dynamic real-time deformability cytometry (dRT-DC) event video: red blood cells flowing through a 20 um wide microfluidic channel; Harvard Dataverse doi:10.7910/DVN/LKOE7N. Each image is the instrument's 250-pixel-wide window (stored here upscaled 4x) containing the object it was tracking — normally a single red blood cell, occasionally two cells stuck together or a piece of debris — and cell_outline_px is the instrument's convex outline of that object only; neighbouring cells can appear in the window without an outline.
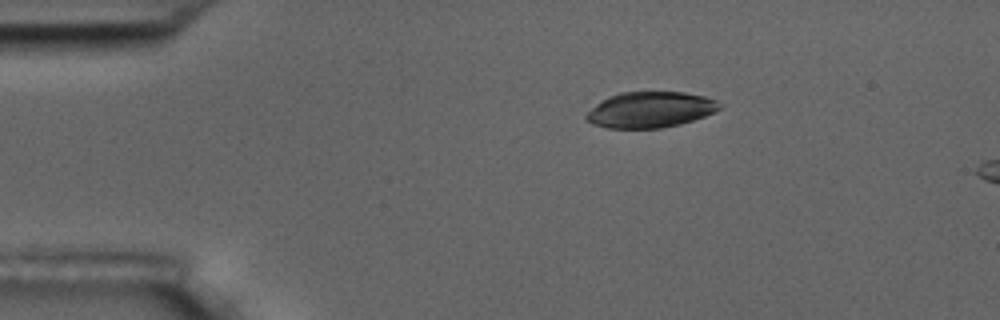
{"species": "common noctule bat (a hibernating species)", "species_latin": "Nyctalus noctula", "temperature_condition": "room temperature", "stored_images_in_passage": 3, "camera_frame_rate_fps": 3000, "um_per_image_px": 0.085, "animal": {"sex": "male", "body_mass_g": 17.5, "forearm_length_mm": 52.3}, "frame": {"image": 1, "passage_image": 1, "time_ms": 0.0, "image_size_px": [1000, 320], "cell_outline_px": [[724, 104], [720, 108], [704, 116], [680, 124], [660, 128], [608, 128], [592, 124], [584, 116], [596, 104], [608, 96], [620, 92], [684, 92], [704, 96], [716, 100]], "centroid_in_image_um": [55.27, 9.32], "position_along_channel_um": 29.7, "area_um2": 27.74}}